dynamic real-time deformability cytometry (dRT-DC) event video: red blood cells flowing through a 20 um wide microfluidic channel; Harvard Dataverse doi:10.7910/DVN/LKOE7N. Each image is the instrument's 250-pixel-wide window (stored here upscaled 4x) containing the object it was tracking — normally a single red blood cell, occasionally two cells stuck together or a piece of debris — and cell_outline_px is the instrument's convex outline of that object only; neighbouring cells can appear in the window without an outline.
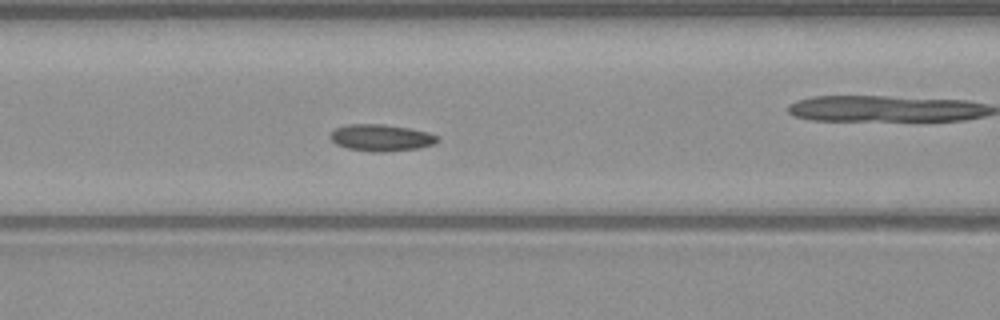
{"species": "common noctule bat (a hibernating species)", "species_latin": "Nyctalus noctula", "temperature_condition": "warm", "stored_images_in_passage": 36, "camera_frame_rate_fps": 3000, "um_per_image_px": 0.085, "animal": {"sex": "male", "body_mass_g": 23.1, "forearm_length_mm": 52.7}, "frame": {"image": 1, "passage_image": 6, "time_ms": 1.667, "image_size_px": [1000, 320], "cell_outline_px": [[440, 140], [436, 144], [420, 148], [384, 152], [372, 152], [348, 148], [336, 144], [328, 136], [336, 128], [348, 124], [384, 124], [412, 128], [428, 132], [440, 136]], "centroid_in_image_um": [32.46, 11.7], "position_along_channel_um": 134.1, "area_um2": 16.99}}
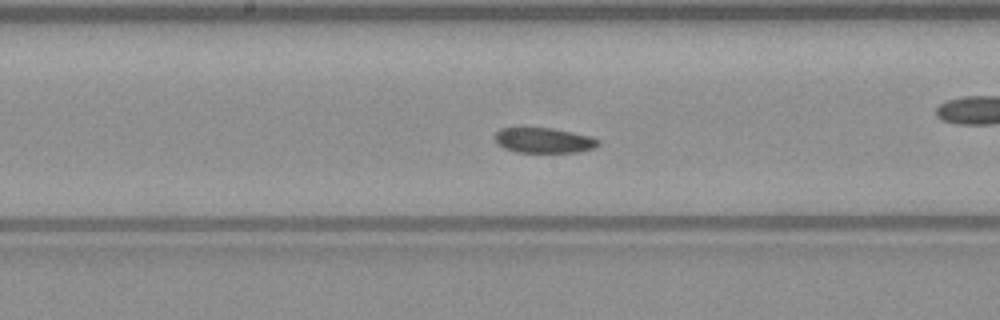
{"frame": {"image": 2, "passage_image": 11, "time_ms": 3.333, "image_size_px": [1000, 320], "cell_outline_px": [[600, 144], [596, 148], [576, 152], [516, 152], [504, 148], [496, 140], [496, 132], [500, 128], [516, 124], [552, 128], [592, 136], [600, 140]], "centroid_in_image_um": [46.2, 11.88], "position_along_channel_um": 202.0, "area_um2": 15.9}, "authors_computed_cell_mechanics": {"area_um2": 16.0684, "velocity_mm_per_s": 4.0716, "shape_relaxation_time_tau1_ms": 4.1325, "shape_relaxation_time_tau2_ms": 2.9875, "deformation_change_tau1": 0.0745, "deformation_change_tau2": 0.0657}}